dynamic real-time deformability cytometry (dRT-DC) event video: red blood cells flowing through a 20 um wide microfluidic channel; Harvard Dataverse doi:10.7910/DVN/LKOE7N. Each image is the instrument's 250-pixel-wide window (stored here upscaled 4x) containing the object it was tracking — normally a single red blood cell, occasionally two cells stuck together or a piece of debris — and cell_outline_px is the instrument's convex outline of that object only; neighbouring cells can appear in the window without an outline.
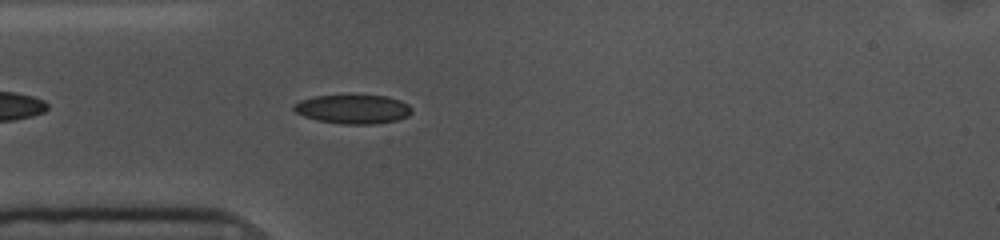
{"species": "common noctule bat (a hibernating species)", "species_latin": "Nyctalus noctula", "temperature_condition": "cold", "stored_images_in_passage": 29, "camera_frame_rate_fps": 3000, "um_per_image_px": 0.085, "animal": {"sex": "female", "body_mass_g": 10.0, "forearm_length_mm": 53.1}, "frame": {"image": 1, "passage_image": 5, "time_ms": 1.333, "image_size_px": [1000, 240], "cell_outline_px": [[412, 112], [408, 116], [396, 120], [376, 124], [344, 124], [316, 120], [304, 116], [296, 112], [292, 108], [292, 104], [300, 100], [316, 96], [388, 96], [400, 100], [408, 104], [412, 108]], "centroid_in_image_um": [30.01, 9.28], "position_along_channel_um": 55.0, "area_um2": 19.88}}
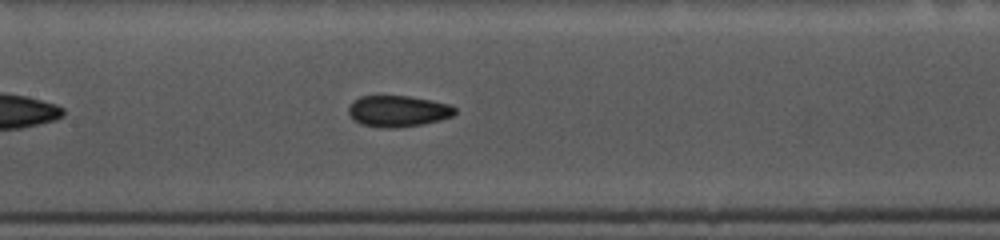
{"frame": {"image": 2, "passage_image": 15, "time_ms": 4.667, "image_size_px": [1000, 240], "cell_outline_px": [[456, 112], [452, 116], [440, 120], [424, 124], [396, 128], [380, 128], [360, 124], [352, 120], [348, 112], [348, 104], [352, 100], [360, 96], [408, 96], [432, 100], [448, 104], [456, 108]], "centroid_in_image_um": [33.78, 9.45], "position_along_channel_um": 173.6, "area_um2": 19.71}}
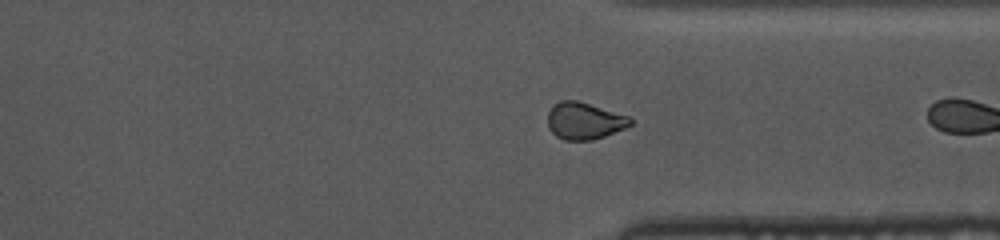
{"frame": {"image": 3, "passage_image": 28, "time_ms": 9.0, "image_size_px": [1000, 240], "cell_outline_px": [[632, 124], [624, 128], [604, 136], [592, 140], [564, 140], [556, 136], [548, 128], [548, 112], [552, 104], [560, 100], [576, 100], [632, 116]], "centroid_in_image_um": [49.66, 10.26], "position_along_channel_um": 361.7, "area_um2": 17.98}}